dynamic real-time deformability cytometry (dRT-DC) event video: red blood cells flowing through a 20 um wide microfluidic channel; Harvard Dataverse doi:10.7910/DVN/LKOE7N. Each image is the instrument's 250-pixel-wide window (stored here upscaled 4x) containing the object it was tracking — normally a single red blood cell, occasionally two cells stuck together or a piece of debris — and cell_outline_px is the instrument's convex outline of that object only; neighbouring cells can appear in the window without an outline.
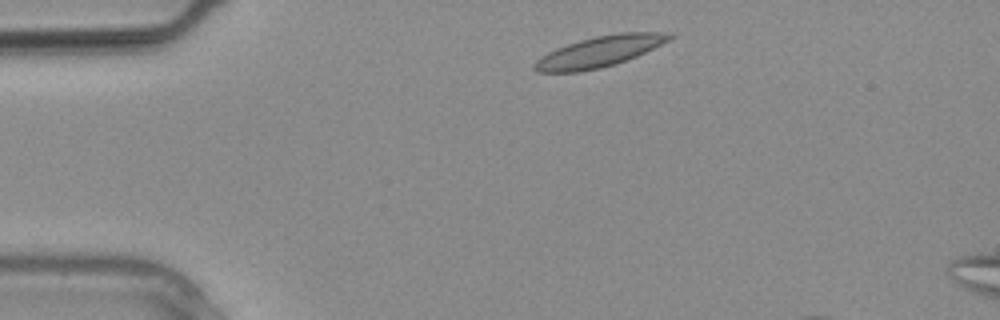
{"species": "common noctule bat (a hibernating species)", "species_latin": "Nyctalus noctula", "temperature_condition": "warm", "stored_images_in_passage": 5, "camera_frame_rate_fps": 3000, "um_per_image_px": 0.085, "animal": {"sex": "male", "body_mass_g": 20.4}, "frame": {"image": 1, "passage_image": 2, "time_ms": 0.333, "image_size_px": [1000, 320], "cell_outline_px": [[676, 36], [636, 56], [616, 64], [600, 68], [580, 72], [536, 72], [532, 68], [532, 64], [540, 56], [556, 48], [580, 40], [596, 36], [620, 32], [672, 32]], "centroid_in_image_um": [50.92, 4.39], "position_along_channel_um": 34.1, "area_um2": 24.22}}